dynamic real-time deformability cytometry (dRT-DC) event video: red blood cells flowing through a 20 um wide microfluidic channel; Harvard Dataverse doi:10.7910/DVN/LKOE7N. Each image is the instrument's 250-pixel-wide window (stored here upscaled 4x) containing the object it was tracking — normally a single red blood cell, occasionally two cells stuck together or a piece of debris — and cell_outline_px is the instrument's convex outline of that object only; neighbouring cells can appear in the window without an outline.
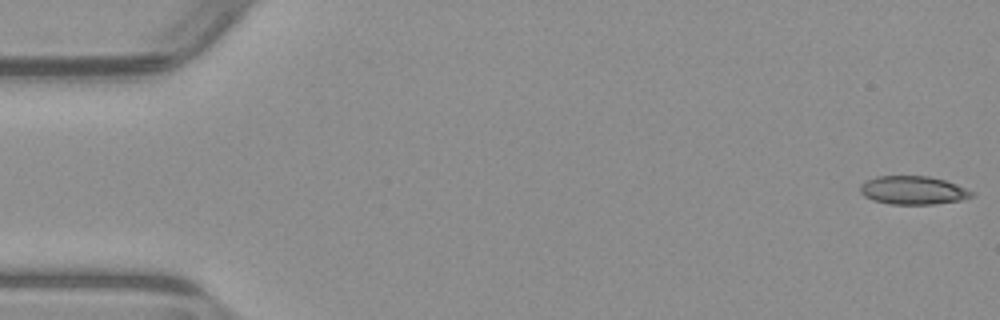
{"species": "common noctule bat (a hibernating species)", "species_latin": "Nyctalus noctula", "temperature_condition": "warm", "stored_images_in_passage": 53, "camera_frame_rate_fps": 3000, "um_per_image_px": 0.085, "animal": {"sex": "male", "body_mass_g": 23.1, "forearm_length_mm": 52.7}, "frame": {"image": 1, "passage_image": 1, "time_ms": 0.0, "image_size_px": [1000, 320], "cell_outline_px": [[976, 192], [972, 196], [964, 200], [932, 204], [888, 204], [872, 200], [864, 196], [860, 192], [860, 184], [876, 176], [928, 176], [944, 180], [956, 184]], "centroid_in_image_um": [77.62, 16.18], "position_along_channel_um": 7.4, "area_um2": 18.55}}
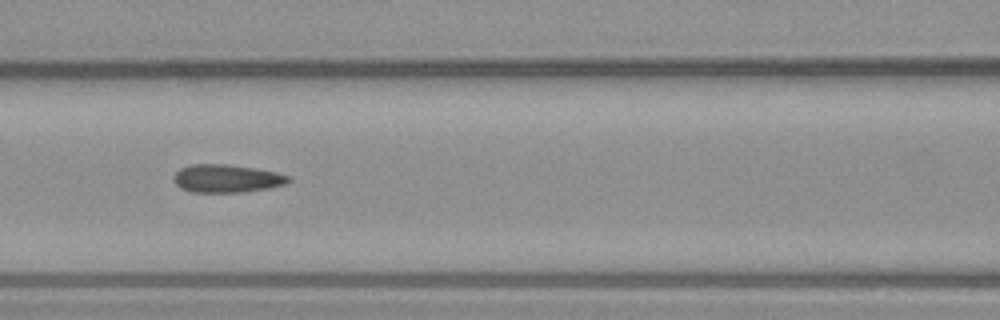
{"frame": {"image": 2, "passage_image": 23, "time_ms": 7.333, "image_size_px": [1000, 320], "cell_outline_px": [[292, 180], [288, 184], [268, 188], [240, 192], [192, 192], [180, 188], [172, 180], [172, 176], [180, 168], [192, 164], [224, 164], [252, 168], [276, 172], [292, 176]], "centroid_in_image_um": [19.27, 15.17], "position_along_channel_um": 147.3, "area_um2": 18.84}}
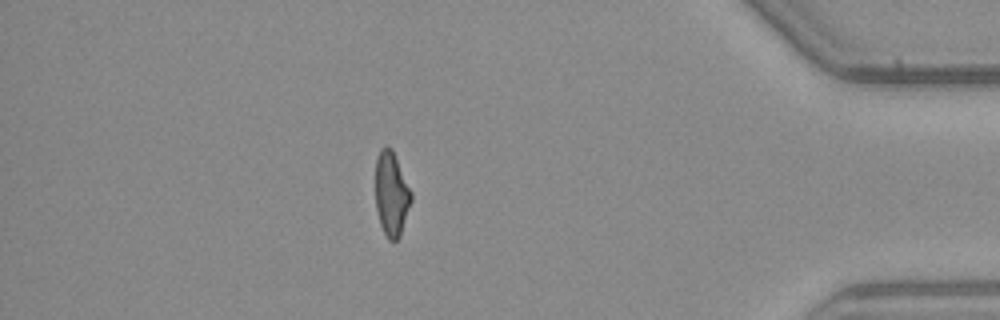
{"frame": {"image": 3, "passage_image": 46, "time_ms": 15.0, "image_size_px": [1000, 320], "cell_outline_px": [[412, 200], [400, 236], [396, 240], [388, 240], [380, 224], [376, 208], [376, 156], [380, 148], [384, 144], [388, 144], [392, 148], [412, 192]], "centroid_in_image_um": [33.27, 16.43], "position_along_channel_um": 401.9, "area_um2": 17.74}, "authors_computed_cell_mechanics": {"area_um2": 18.6116, "velocity_mm_per_s": 3.9234, "shape_relaxation_time_tau1_ms": null, "shape_relaxation_time_tau2_ms": 1.6806, "deformation_change_tau1": null, "deformation_change_tau2": 0.0776}}